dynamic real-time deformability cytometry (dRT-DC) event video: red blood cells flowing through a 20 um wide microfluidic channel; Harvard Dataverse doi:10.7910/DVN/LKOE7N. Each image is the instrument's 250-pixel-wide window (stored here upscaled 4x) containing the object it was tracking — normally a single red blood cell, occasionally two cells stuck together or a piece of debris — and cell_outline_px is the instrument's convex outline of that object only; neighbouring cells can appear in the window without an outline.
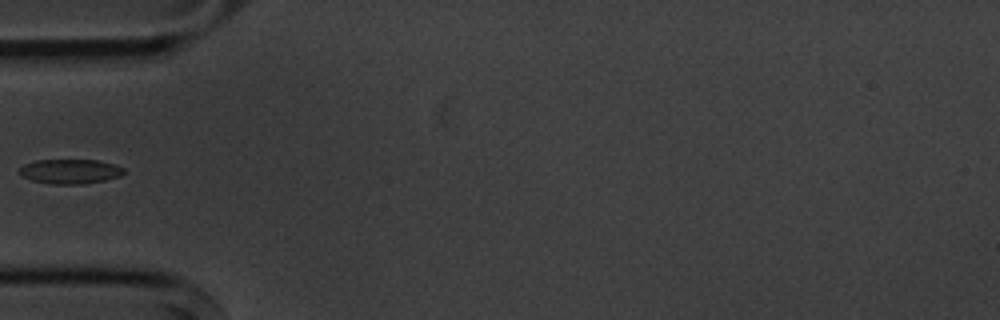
{"species": "common noctule bat (a hibernating species)", "species_latin": "Nyctalus noctula", "temperature_condition": "cold", "stored_images_in_passage": 3, "camera_frame_rate_fps": 3000, "um_per_image_px": 0.085, "animal": {"sex": "male", "body_mass_g": 20.1, "forearm_length_mm": 53.5}, "frame": {"image": 1, "passage_image": 3, "time_ms": 3.333, "image_size_px": [1000, 320], "cell_outline_px": [[124, 172], [120, 176], [104, 180], [84, 184], [52, 184], [32, 180], [20, 176], [20, 168], [24, 164], [36, 160], [96, 160], [116, 164], [124, 168]], "centroid_in_image_um": [5.96, 14.57], "position_along_channel_um": 79.0, "area_um2": 14.97}}